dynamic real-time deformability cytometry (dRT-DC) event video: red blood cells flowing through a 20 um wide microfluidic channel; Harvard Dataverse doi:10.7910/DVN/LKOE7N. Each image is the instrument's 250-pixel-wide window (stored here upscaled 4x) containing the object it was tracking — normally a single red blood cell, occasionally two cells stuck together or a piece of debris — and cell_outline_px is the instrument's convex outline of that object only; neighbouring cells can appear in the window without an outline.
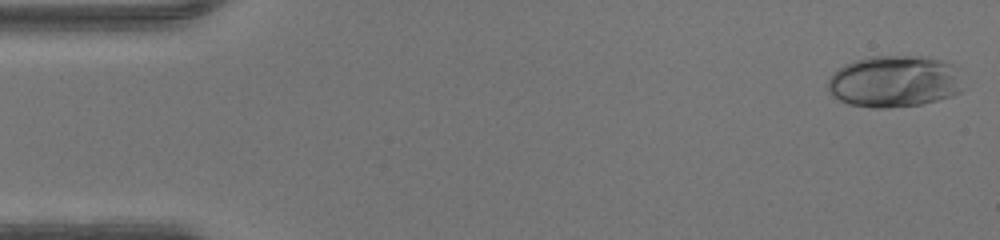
{"species": "human", "species_latin": "Homo sapiens", "temperature_condition": "warm", "stored_images_in_passage": 47, "camera_frame_rate_fps": 3000, "um_per_image_px": 0.085, "donor": {"sex": "male"}, "frame": {"image": 1, "passage_image": 1, "time_ms": 0.0, "image_size_px": [1000, 240], "cell_outline_px": [[960, 92], [952, 96], [920, 104], [888, 108], [872, 108], [848, 104], [832, 96], [828, 88], [828, 80], [844, 64], [868, 56], [920, 56], [940, 60], [952, 64]], "centroid_in_image_um": [75.94, 6.93], "position_along_channel_um": 9.1, "area_um2": 40.11}}
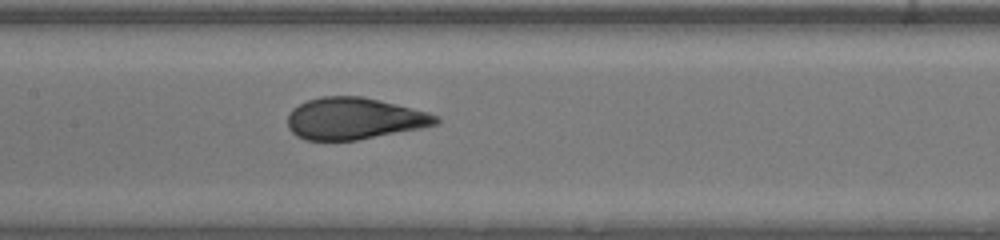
{"frame": {"image": 2, "passage_image": 22, "time_ms": 7.0, "image_size_px": [1000, 240], "cell_outline_px": [[440, 120], [436, 124], [424, 128], [356, 140], [304, 140], [296, 136], [288, 128], [288, 116], [292, 108], [308, 100], [320, 96], [364, 96], [428, 112], [436, 116]], "centroid_in_image_um": [30.09, 10.08], "position_along_channel_um": 177.3, "area_um2": 36.13}}
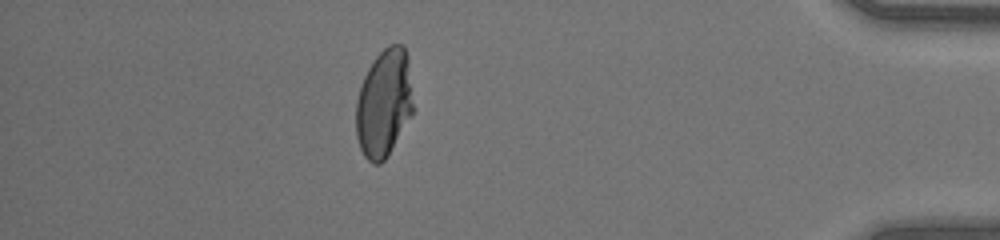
{"frame": {"image": 3, "passage_image": 41, "time_ms": 13.333, "image_size_px": [1000, 240], "cell_outline_px": [[412, 116], [388, 156], [380, 164], [372, 164], [364, 156], [360, 148], [356, 136], [356, 100], [364, 76], [372, 60], [388, 44], [404, 44], [408, 60], [412, 104]], "centroid_in_image_um": [32.62, 8.79], "position_along_channel_um": 402.6, "area_um2": 36.07}}